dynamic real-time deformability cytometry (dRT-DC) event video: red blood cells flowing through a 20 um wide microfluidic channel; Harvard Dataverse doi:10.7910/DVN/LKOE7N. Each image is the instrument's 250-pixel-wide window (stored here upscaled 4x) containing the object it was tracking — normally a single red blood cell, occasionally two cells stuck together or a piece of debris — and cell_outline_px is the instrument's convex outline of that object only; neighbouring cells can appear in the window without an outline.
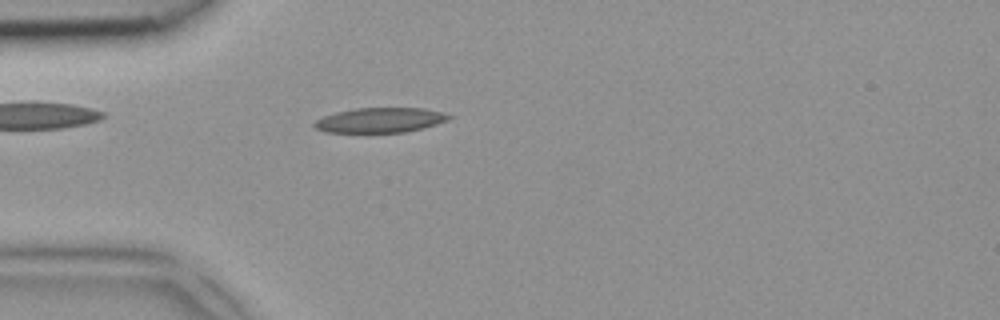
{"species": "common noctule bat (a hibernating species)", "species_latin": "Nyctalus noctula", "temperature_condition": "room temperature", "stored_images_in_passage": 4, "camera_frame_rate_fps": 3000, "um_per_image_px": 0.085, "animal": {"sex": "female", "body_mass_g": 18.4}, "frame": {"image": 1, "passage_image": 4, "time_ms": 1.0, "image_size_px": [1000, 320], "cell_outline_px": [[452, 116], [448, 120], [424, 128], [404, 132], [328, 132], [316, 128], [312, 124], [316, 120], [324, 116], [336, 112], [356, 108], [424, 108], [444, 112]], "centroid_in_image_um": [32.34, 10.2], "position_along_channel_um": 52.7, "area_um2": 19.42}}